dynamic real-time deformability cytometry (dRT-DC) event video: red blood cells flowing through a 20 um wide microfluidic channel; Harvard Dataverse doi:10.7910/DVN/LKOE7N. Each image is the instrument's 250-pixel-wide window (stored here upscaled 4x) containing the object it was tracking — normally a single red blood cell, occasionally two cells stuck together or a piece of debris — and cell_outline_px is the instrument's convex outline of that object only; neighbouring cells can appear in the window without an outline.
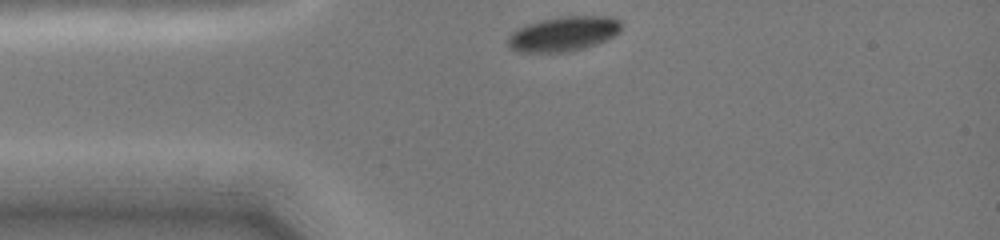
{"species": "common noctule bat (a hibernating species)", "species_latin": "Nyctalus noctula", "temperature_condition": "cold", "stored_images_in_passage": 3, "camera_frame_rate_fps": 3000, "um_per_image_px": 0.085, "animal": {"sex": "female", "body_mass_g": 19.0, "forearm_length_mm": 51.5}, "frame": {"image": 1, "passage_image": 1, "time_ms": 0.0, "image_size_px": [1000, 240], "cell_outline_px": [[620, 32], [604, 40], [580, 48], [564, 52], [520, 52], [512, 48], [508, 44], [508, 36], [516, 28], [524, 24], [556, 16], [612, 16], [620, 20]], "centroid_in_image_um": [47.85, 2.84], "position_along_channel_um": 37.1, "area_um2": 22.83}}